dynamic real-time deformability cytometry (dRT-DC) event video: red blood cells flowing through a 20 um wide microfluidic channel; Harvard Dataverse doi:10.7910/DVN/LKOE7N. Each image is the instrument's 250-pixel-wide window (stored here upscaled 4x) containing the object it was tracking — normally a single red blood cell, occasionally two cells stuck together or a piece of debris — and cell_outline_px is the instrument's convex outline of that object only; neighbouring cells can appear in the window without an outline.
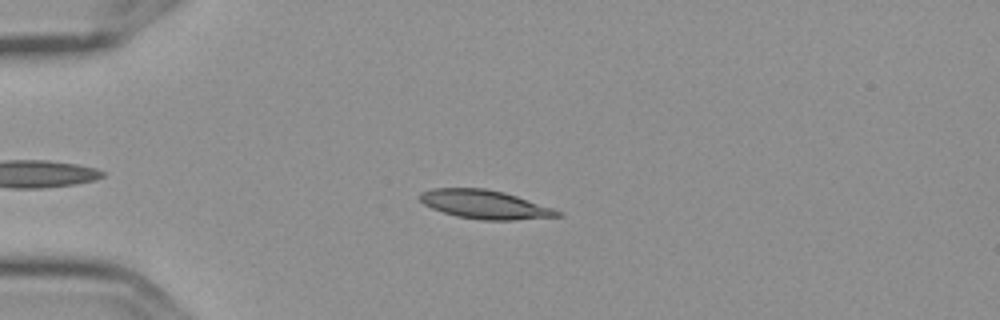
{"species": "Egyptian fruit bat (a non-hibernating species)", "species_latin": "Rousettus aegyptiacus", "temperature_condition": "cold", "stored_images_in_passage": 4, "camera_frame_rate_fps": 3000, "um_per_image_px": 0.085, "frame": {"image": 1, "passage_image": 3, "time_ms": 0.667, "image_size_px": [1000, 320], "cell_outline_px": [[564, 216], [516, 220], [480, 220], [456, 216], [432, 208], [424, 204], [416, 196], [420, 192], [432, 188], [484, 188], [504, 192], [564, 212]], "centroid_in_image_um": [41.2, 17.38], "position_along_channel_um": 43.8, "area_um2": 23.12}}